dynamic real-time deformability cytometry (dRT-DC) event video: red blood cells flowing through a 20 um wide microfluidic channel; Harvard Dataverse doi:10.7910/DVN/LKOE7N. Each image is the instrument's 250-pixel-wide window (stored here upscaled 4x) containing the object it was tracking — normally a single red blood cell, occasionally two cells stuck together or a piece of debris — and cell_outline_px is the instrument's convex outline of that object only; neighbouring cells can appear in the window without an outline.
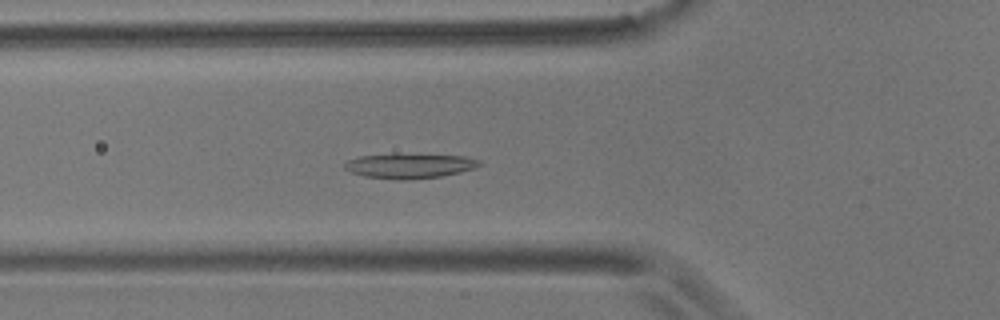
{"species": "common noctule bat (a hibernating species)", "species_latin": "Nyctalus noctula", "temperature_condition": "room temperature", "stored_images_in_passage": 56, "camera_frame_rate_fps": 3000, "um_per_image_px": 0.085, "animal": {"sex": "male", "body_mass_g": 17.9}, "frame": {"image": 1, "passage_image": 19, "time_ms": 6.0, "image_size_px": [1000, 320], "cell_outline_px": [[480, 164], [472, 168], [460, 172], [440, 176], [408, 180], [396, 180], [364, 176], [352, 172], [344, 168], [344, 164], [348, 160], [360, 156], [464, 156], [480, 160]], "centroid_in_image_um": [34.79, 14.14], "position_along_channel_um": 91.0, "area_um2": 18.44}}
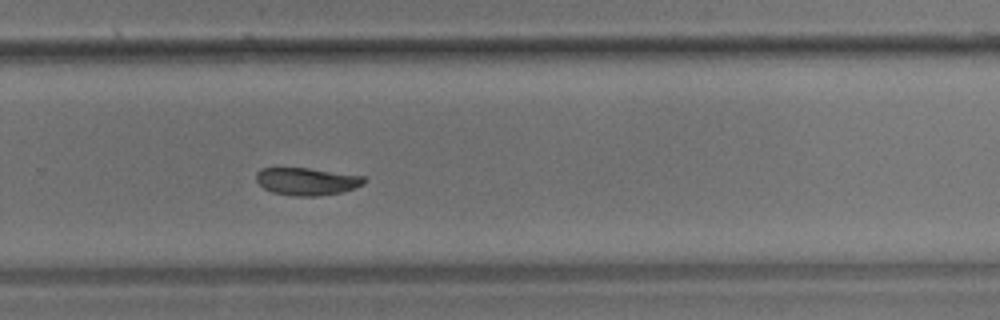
{"frame": {"image": 2, "passage_image": 37, "time_ms": 12.0, "image_size_px": [1000, 320], "cell_outline_px": [[368, 180], [364, 184], [340, 192], [316, 196], [292, 196], [272, 192], [264, 188], [256, 180], [256, 172], [260, 168], [308, 168], [364, 176]], "centroid_in_image_um": [26.07, 15.41], "position_along_channel_um": 303.7, "area_um2": 17.22}}
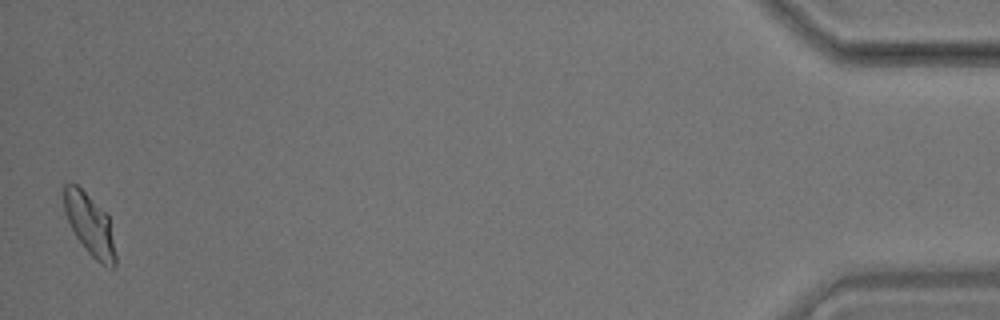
{"frame": {"image": 3, "passage_image": 55, "time_ms": 18.0, "image_size_px": [1000, 320], "cell_outline_px": [[116, 268], [112, 268], [100, 264], [88, 252], [76, 236], [68, 220], [64, 208], [64, 184], [76, 184], [108, 212], [116, 256]], "centroid_in_image_um": [7.67, 19.1], "position_along_channel_um": 427.5, "area_um2": 18.44}, "authors_computed_cell_mechanics": {"area_um2": 18.6116, "velocity_mm_per_s": 3.5511, "shape_relaxation_time_tau1_ms": 8.3062, "shape_relaxation_time_tau2_ms": null, "deformation_change_tau1": 0.1909, "deformation_change_tau2": null}}